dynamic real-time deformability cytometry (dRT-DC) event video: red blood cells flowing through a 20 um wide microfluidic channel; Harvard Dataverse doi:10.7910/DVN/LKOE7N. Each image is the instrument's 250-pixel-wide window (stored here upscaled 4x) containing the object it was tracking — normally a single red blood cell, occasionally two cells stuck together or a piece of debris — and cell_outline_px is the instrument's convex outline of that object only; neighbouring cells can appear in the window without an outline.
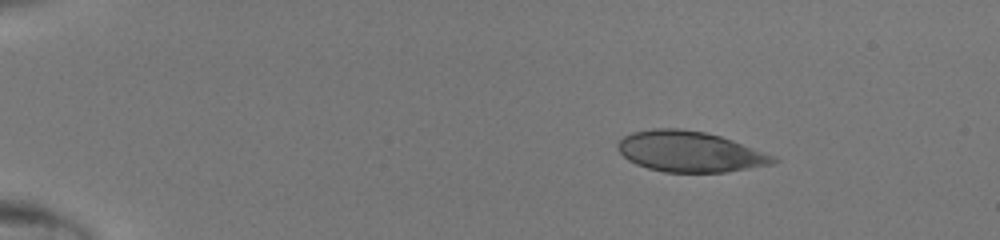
{"species": "human", "species_latin": "Homo sapiens", "temperature_condition": "room temperature", "stored_images_in_passage": 40, "camera_frame_rate_fps": 3000, "um_per_image_px": 0.085, "donor": {"sex": "male"}, "frame": {"image": 1, "passage_image": 1, "time_ms": 0.0, "image_size_px": [1000, 240], "cell_outline_px": [[756, 160], [736, 168], [716, 172], [672, 172], [652, 168], [640, 164], [632, 160], [620, 148], [620, 144], [628, 136], [640, 132], [700, 132], [716, 136], [736, 144], [752, 156]], "centroid_in_image_um": [58.19, 12.91], "position_along_channel_um": 26.8, "area_um2": 30.06}}
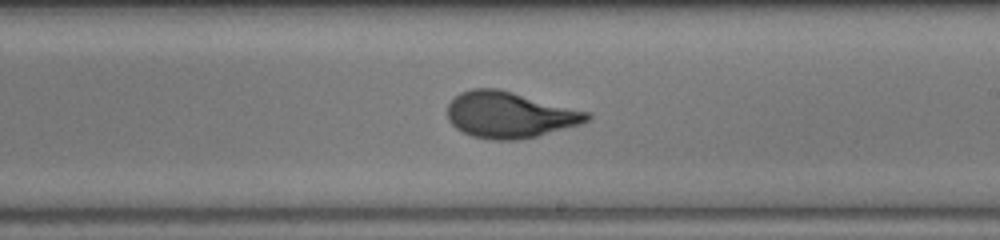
{"frame": {"image": 2, "passage_image": 23, "time_ms": 7.333, "image_size_px": [1000, 240], "cell_outline_px": [[588, 116], [584, 120], [528, 136], [484, 136], [468, 132], [460, 128], [452, 120], [448, 112], [452, 104], [460, 96], [468, 92], [504, 92], [580, 112]], "centroid_in_image_um": [43.22, 9.76], "position_along_channel_um": 245.8, "area_um2": 31.1}}
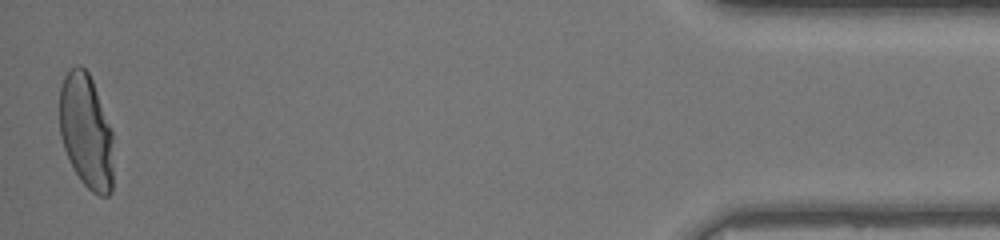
{"frame": {"image": 3, "passage_image": 40, "time_ms": 13.0, "image_size_px": [1000, 240], "cell_outline_px": [[112, 188], [108, 192], [96, 192], [80, 176], [72, 164], [64, 144], [60, 128], [60, 96], [64, 80], [68, 76], [84, 68], [92, 84], [108, 128], [112, 176]], "centroid_in_image_um": [7.28, 11.2], "position_along_channel_um": 427.9, "area_um2": 31.91}}